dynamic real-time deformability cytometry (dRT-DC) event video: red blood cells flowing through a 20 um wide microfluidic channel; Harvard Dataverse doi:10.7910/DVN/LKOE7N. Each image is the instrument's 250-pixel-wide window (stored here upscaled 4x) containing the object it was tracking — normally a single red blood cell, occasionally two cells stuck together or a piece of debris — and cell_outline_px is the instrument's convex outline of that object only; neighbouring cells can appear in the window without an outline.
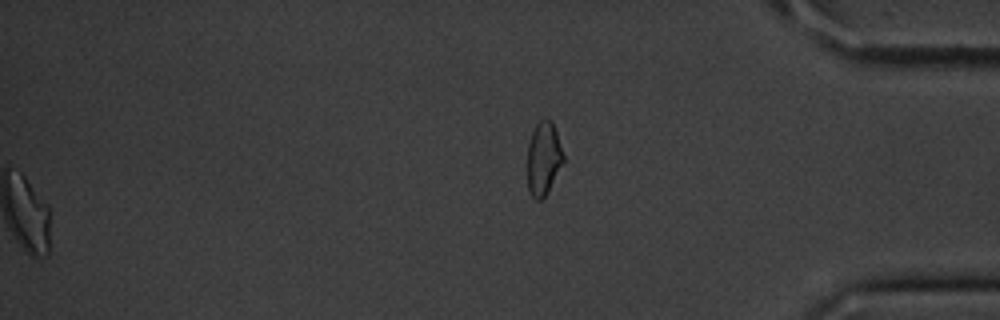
{"species": "common noctule bat (a hibernating species)", "species_latin": "Nyctalus noctula", "temperature_condition": "cold", "stored_images_in_passage": 56, "segment_of_instrument_passage": [2, 2], "camera_frame_rate_fps": 3000, "um_per_image_px": 0.085, "animal": {"sex": "male", "body_mass_g": 20.1, "forearm_length_mm": 53.5}, "frame": {"image": 1, "passage_image": 56, "time_ms": 18.333, "image_size_px": [1000, 320], "cell_outline_px": [[564, 160], [548, 192], [540, 200], [536, 200], [532, 196], [528, 188], [528, 144], [532, 132], [536, 124], [540, 120], [552, 120], [564, 156]], "centroid_in_image_um": [46.2, 13.48], "position_along_channel_um": 389.0, "area_um2": 15.14}}